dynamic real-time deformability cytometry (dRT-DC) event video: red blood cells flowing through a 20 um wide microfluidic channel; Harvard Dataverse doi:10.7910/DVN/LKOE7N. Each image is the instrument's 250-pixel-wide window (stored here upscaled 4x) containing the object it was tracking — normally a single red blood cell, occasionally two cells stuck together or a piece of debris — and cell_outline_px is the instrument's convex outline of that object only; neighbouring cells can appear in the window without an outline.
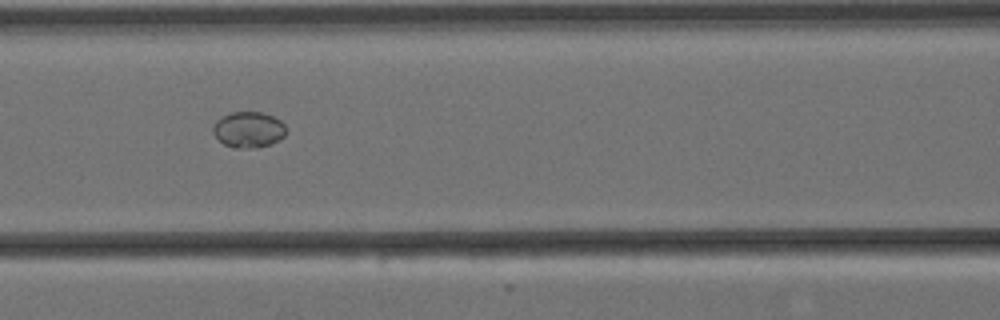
{"species": "Egyptian fruit bat (a non-hibernating species)", "species_latin": "Rousettus aegyptiacus", "temperature_condition": "cold", "stored_images_in_passage": 11, "camera_frame_rate_fps": 3000, "um_per_image_px": 0.085, "animal": {"sex": "female"}, "frame": {"image": 1, "passage_image": 7, "time_ms": 2.0, "image_size_px": [1000, 320], "cell_outline_px": [[284, 136], [280, 140], [256, 148], [236, 148], [224, 144], [212, 132], [212, 128], [216, 120], [232, 112], [260, 112], [272, 116], [280, 120], [284, 124]], "centroid_in_image_um": [21.11, 11.02], "position_along_channel_um": 145.5, "area_um2": 15.09}}
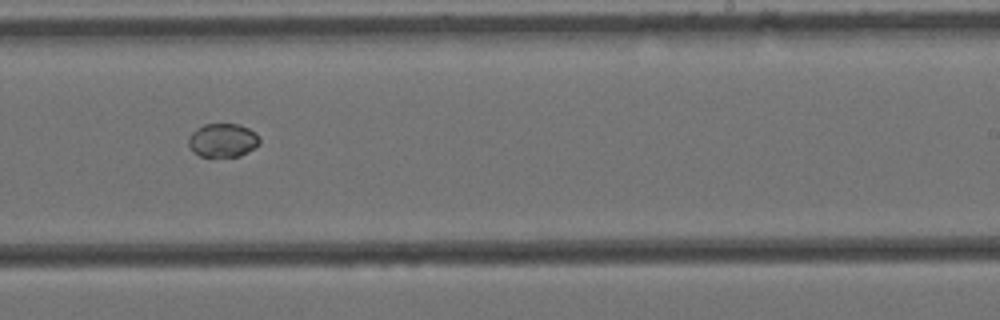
{"frame": {"image": 2, "passage_image": 10, "time_ms": 3.0, "image_size_px": [1000, 320], "cell_outline_px": [[260, 144], [240, 156], [200, 156], [192, 152], [188, 144], [188, 136], [196, 128], [204, 124], [240, 124], [256, 132], [260, 140]], "centroid_in_image_um": [18.92, 11.91], "position_along_channel_um": 270.1, "area_um2": 14.05}}
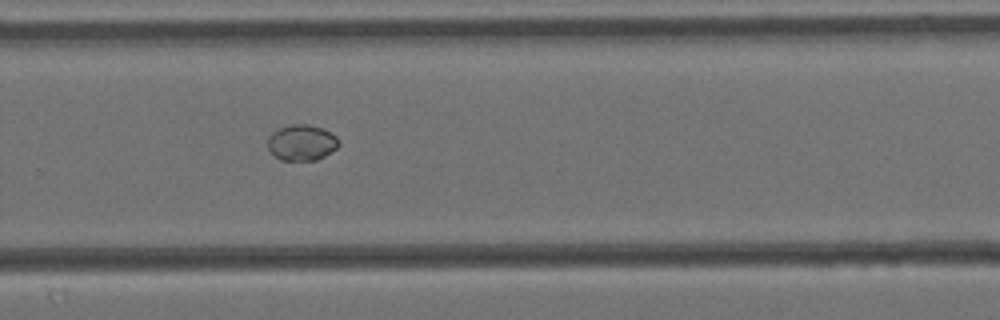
{"frame": {"image": 3, "passage_image": 11, "time_ms": 3.333, "image_size_px": [1000, 320], "cell_outline_px": [[340, 144], [336, 148], [324, 156], [316, 160], [280, 160], [268, 148], [268, 136], [272, 132], [280, 128], [292, 124], [308, 124], [324, 128], [332, 132], [340, 140]], "centroid_in_image_um": [25.67, 12.1], "position_along_channel_um": 304.1, "area_um2": 14.91}}